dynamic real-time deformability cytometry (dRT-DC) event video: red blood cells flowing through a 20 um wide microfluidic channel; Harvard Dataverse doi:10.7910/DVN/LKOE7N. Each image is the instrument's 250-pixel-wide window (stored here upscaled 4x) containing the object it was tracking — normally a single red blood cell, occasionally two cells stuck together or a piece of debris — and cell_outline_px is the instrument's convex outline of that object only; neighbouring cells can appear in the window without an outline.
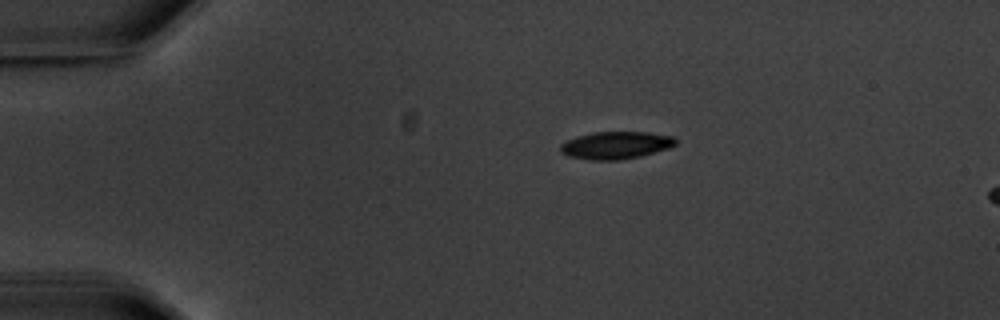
{"species": "common noctule bat (a hibernating species)", "species_latin": "Nyctalus noctula", "temperature_condition": "warm", "stored_images_in_passage": 3, "camera_frame_rate_fps": 3000, "um_per_image_px": 0.085, "animal": {"sex": "male", "body_mass_g": 20.1, "forearm_length_mm": 53.5}, "frame": {"image": 1, "passage_image": 1, "time_ms": 0.0, "image_size_px": [1000, 320], "cell_outline_px": [[676, 144], [668, 148], [640, 156], [620, 160], [588, 160], [568, 156], [560, 152], [560, 144], [568, 140], [592, 132], [648, 132], [672, 136], [676, 140]], "centroid_in_image_um": [52.33, 12.35], "position_along_channel_um": 32.7, "area_um2": 18.32}}